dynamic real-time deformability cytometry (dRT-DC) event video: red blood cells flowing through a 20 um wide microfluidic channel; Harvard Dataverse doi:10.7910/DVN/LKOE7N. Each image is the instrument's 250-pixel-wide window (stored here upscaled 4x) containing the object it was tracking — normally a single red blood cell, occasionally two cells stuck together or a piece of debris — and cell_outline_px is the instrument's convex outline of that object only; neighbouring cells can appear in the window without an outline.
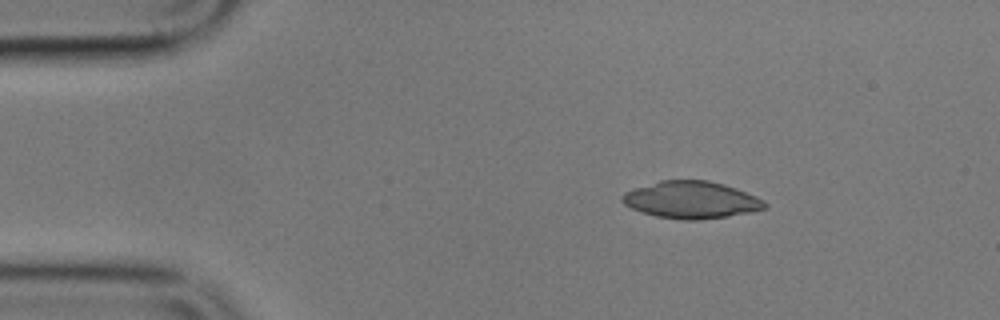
{"species": "common noctule bat (a hibernating species)", "species_latin": "Nyctalus noctula", "temperature_condition": "cold", "stored_images_in_passage": 8, "camera_frame_rate_fps": 3000, "um_per_image_px": 0.085, "animal": {"sex": "male", "body_mass_g": 17.9}, "frame": {"image": 1, "passage_image": 1, "time_ms": 0.0, "image_size_px": [1000, 320], "cell_outline_px": [[768, 208], [752, 212], [728, 216], [700, 220], [680, 220], [656, 216], [640, 212], [624, 204], [620, 200], [620, 196], [624, 192], [660, 180], [708, 180], [724, 184], [736, 188], [756, 196], [764, 200], [768, 204]], "centroid_in_image_um": [58.77, 17.0], "position_along_channel_um": 26.2, "area_um2": 31.1}}